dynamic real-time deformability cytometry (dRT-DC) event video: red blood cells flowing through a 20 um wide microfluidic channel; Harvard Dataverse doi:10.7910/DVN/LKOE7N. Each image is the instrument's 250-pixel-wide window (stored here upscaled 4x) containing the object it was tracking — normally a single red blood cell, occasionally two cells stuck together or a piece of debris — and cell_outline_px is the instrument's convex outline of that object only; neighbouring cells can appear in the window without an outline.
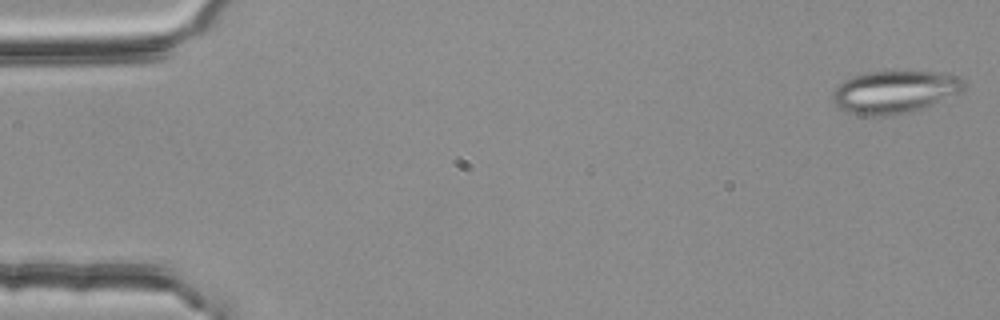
{"species": "common noctule bat (a hibernating species)", "species_latin": "Nyctalus noctula", "temperature_condition": "room temperature", "stored_images_in_passage": 54, "camera_frame_rate_fps": 3000, "um_per_image_px": 0.085, "animal": {"sex": "female", "body_mass_g": 25.1}, "frame": {"image": 1, "passage_image": 1, "time_ms": 0.0, "image_size_px": [1000, 320], "cell_outline_px": [[964, 88], [960, 92], [924, 108], [884, 116], [864, 116], [848, 112], [840, 108], [832, 100], [832, 92], [848, 76], [864, 72], [936, 72], [960, 76], [964, 80]], "centroid_in_image_um": [76.01, 7.81], "position_along_channel_um": 9.0, "area_um2": 32.48}}
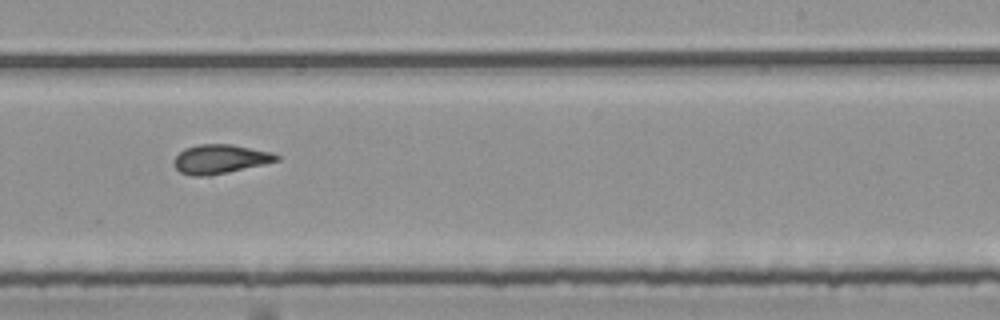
{"frame": {"image": 2, "passage_image": 33, "time_ms": 10.667, "image_size_px": [1000, 320], "cell_outline_px": [[280, 160], [264, 164], [228, 172], [208, 176], [192, 176], [180, 172], [176, 168], [172, 160], [184, 148], [196, 144], [232, 144], [272, 152], [280, 156]], "centroid_in_image_um": [18.7, 13.51], "position_along_channel_um": 270.3, "area_um2": 17.51}}
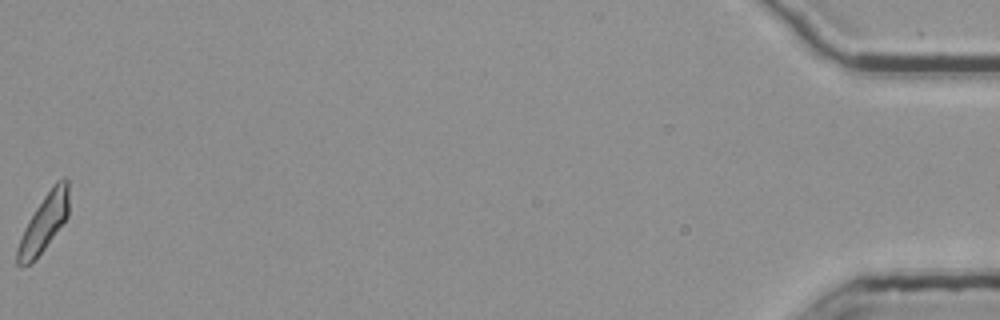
{"frame": {"image": 3, "passage_image": 54, "time_ms": 17.667, "image_size_px": [1000, 320], "cell_outline_px": [[68, 216], [44, 248], [28, 264], [20, 268], [16, 264], [16, 248], [24, 228], [28, 220], [52, 184], [56, 180], [64, 176], [68, 180]], "centroid_in_image_um": [3.71, 18.91], "position_along_channel_um": 431.5, "area_um2": 16.94}, "authors_computed_cell_mechanics": {"area_um2": 17.4845, "velocity_mm_per_s": 3.786, "shape_relaxation_time_tau1_ms": null, "shape_relaxation_time_tau2_ms": 2.6347, "deformation_change_tau1": null, "deformation_change_tau2": 0.1048}}